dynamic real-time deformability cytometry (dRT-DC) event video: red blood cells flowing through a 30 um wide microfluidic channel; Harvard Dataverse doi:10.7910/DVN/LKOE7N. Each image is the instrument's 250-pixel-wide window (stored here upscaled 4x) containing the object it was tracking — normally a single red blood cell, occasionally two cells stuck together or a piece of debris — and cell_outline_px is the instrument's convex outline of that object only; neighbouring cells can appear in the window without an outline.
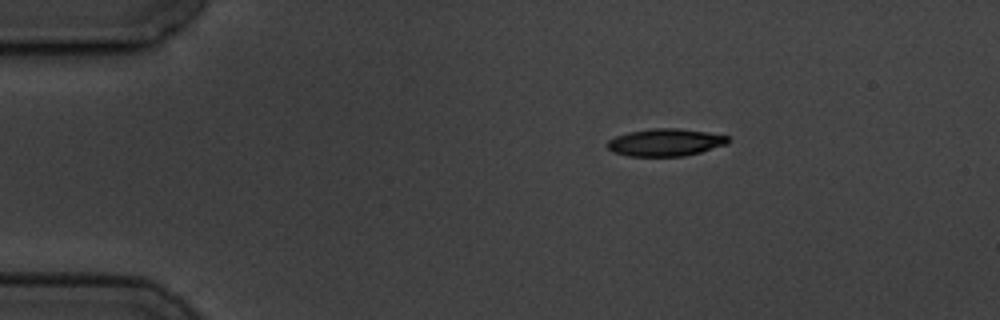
{"species": "common noctule bat (a hibernating species)", "species_latin": "Nyctalus noctula", "temperature_condition": "cold", "stored_images_in_passage": 3, "camera_frame_rate_fps": 3000, "um_per_image_px": 0.085, "animal": {"sex": "male", "body_mass_g": 19.5, "forearm_length_mm": 54.6}, "frame": {"image": 1, "passage_image": 1, "time_ms": 0.0, "image_size_px": [1000, 320], "cell_outline_px": [[728, 144], [700, 152], [684, 156], [628, 156], [612, 152], [608, 148], [608, 140], [616, 136], [628, 132], [652, 128], [680, 128], [708, 132], [728, 136]], "centroid_in_image_um": [56.55, 12.1], "position_along_channel_um": 28.4, "area_um2": 19.31}}